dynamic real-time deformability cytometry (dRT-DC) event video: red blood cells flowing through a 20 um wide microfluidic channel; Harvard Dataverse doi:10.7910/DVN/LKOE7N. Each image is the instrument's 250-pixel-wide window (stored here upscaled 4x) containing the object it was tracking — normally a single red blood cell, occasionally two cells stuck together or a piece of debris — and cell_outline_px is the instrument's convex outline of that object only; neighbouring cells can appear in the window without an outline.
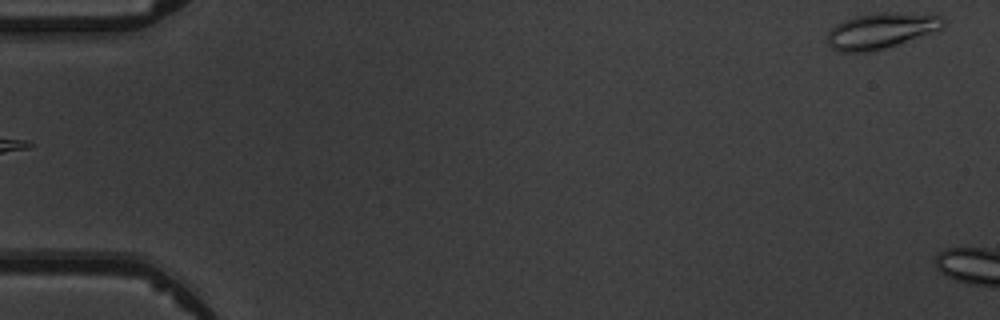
{"species": "common noctule bat (a hibernating species)", "species_latin": "Nyctalus noctula", "temperature_condition": "warm", "stored_images_in_passage": 3, "camera_frame_rate_fps": 3000, "um_per_image_px": 0.085, "animal": {"sex": "male", "body_mass_g": 19.5, "forearm_length_mm": 54.6}, "frame": {"image": 1, "passage_image": 3, "time_ms": 2.333, "image_size_px": [1000, 320], "cell_outline_px": [[944, 28], [884, 48], [868, 52], [840, 52], [832, 48], [828, 44], [828, 32], [836, 24], [844, 20], [856, 16], [876, 12], [884, 12], [940, 16], [944, 20]], "centroid_in_image_um": [74.84, 2.61], "position_along_channel_um": 10.2, "area_um2": 23.64}}